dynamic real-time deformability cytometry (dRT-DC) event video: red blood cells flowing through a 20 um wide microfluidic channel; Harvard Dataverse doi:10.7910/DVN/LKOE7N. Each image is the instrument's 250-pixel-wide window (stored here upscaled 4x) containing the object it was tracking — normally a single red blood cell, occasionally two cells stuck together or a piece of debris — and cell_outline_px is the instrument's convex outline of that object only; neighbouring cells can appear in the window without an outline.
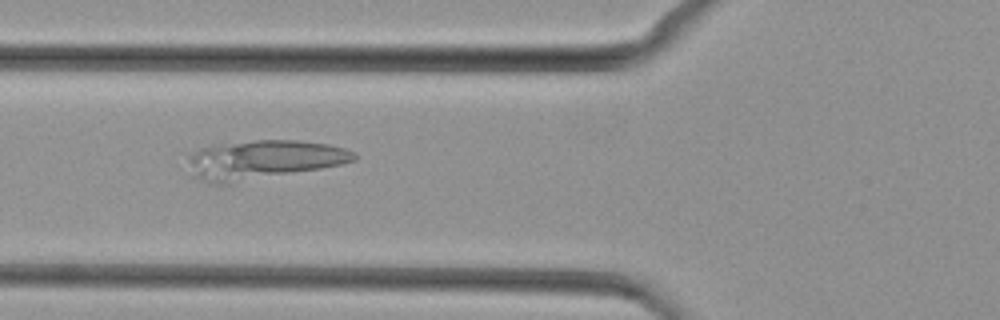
{"species": "common noctule bat (a hibernating species)", "species_latin": "Nyctalus noctula", "temperature_condition": "cold", "stored_images_in_passage": 30, "camera_frame_rate_fps": 3000, "um_per_image_px": 0.085, "animal": {"sex": "female", "body_mass_g": 29.2, "forearm_length_mm": 56.3}, "frame": {"image": 1, "passage_image": 6, "time_ms": 1.667, "image_size_px": [1000, 320], "cell_outline_px": [[356, 160], [340, 164], [320, 168], [232, 184], [208, 184], [192, 176], [184, 152], [200, 148], [220, 144], [256, 140], [296, 140], [328, 144], [344, 148], [356, 152]], "centroid_in_image_um": [22.27, 13.58], "position_along_channel_um": 103.5, "area_um2": 38.26}}
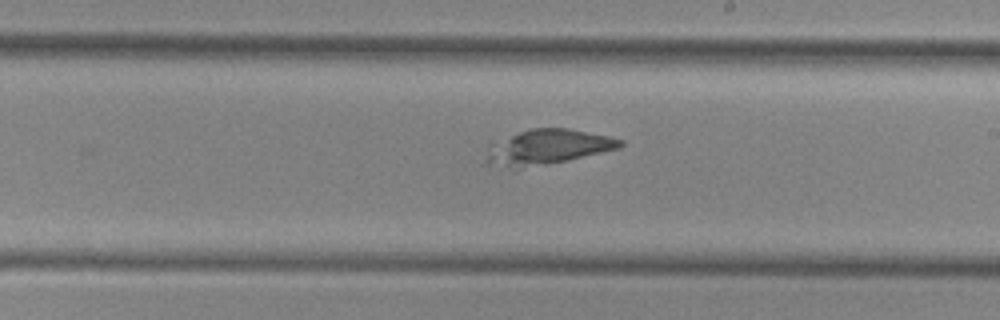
{"frame": {"image": 2, "passage_image": 16, "time_ms": 5.0, "image_size_px": [1000, 320], "cell_outline_px": [[624, 144], [620, 148], [568, 160], [520, 168], [508, 168], [484, 164], [484, 160], [488, 140], [532, 128], [568, 128], [608, 136], [624, 140]], "centroid_in_image_um": [46.4, 12.49], "position_along_channel_um": 242.6, "area_um2": 27.98}}
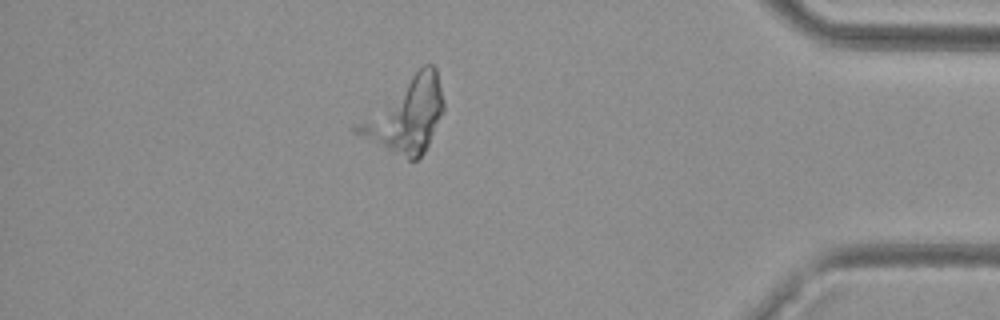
{"frame": {"image": 3, "passage_image": 30, "time_ms": 9.667, "image_size_px": [1000, 320], "cell_outline_px": [[444, 108], [428, 144], [424, 152], [416, 160], [408, 160], [352, 132], [352, 128], [356, 124], [424, 64], [432, 64], [436, 68], [444, 100]], "centroid_in_image_um": [34.53, 9.82], "position_along_channel_um": 400.7, "area_um2": 35.89}}